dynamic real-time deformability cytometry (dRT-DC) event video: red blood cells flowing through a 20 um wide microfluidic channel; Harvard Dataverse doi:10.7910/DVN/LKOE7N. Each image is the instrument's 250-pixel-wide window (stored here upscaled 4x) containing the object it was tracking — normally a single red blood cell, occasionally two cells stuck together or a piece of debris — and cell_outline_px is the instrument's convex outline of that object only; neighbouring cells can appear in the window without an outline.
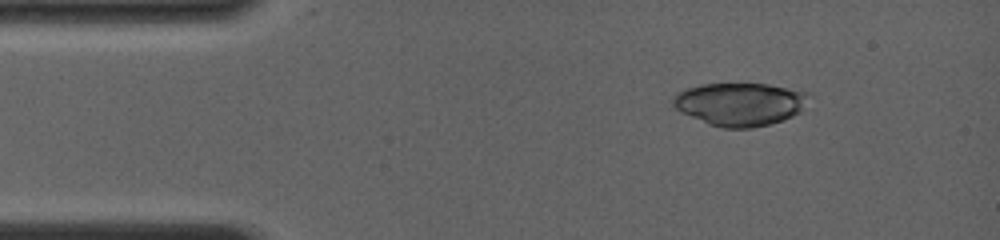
{"species": "common noctule bat (a hibernating species)", "species_latin": "Nyctalus noctula", "temperature_condition": "room temperature", "stored_images_in_passage": 22, "camera_frame_rate_fps": 4000, "um_per_image_px": 0.085, "animal": {"sex": "female", "body_mass_g": 19.0, "forearm_length_mm": 56.7}, "frame": {"image": 1, "passage_image": 11, "time_ms": 1.75, "image_size_px": [1000, 240], "cell_outline_px": [[808, 96], [800, 112], [784, 120], [772, 124], [752, 128], [724, 128], [708, 124], [680, 112], [672, 104], [672, 96], [684, 88], [700, 84], [768, 84], [808, 92]], "centroid_in_image_um": [62.85, 8.85], "position_along_channel_um": 22.1, "area_um2": 34.16}}